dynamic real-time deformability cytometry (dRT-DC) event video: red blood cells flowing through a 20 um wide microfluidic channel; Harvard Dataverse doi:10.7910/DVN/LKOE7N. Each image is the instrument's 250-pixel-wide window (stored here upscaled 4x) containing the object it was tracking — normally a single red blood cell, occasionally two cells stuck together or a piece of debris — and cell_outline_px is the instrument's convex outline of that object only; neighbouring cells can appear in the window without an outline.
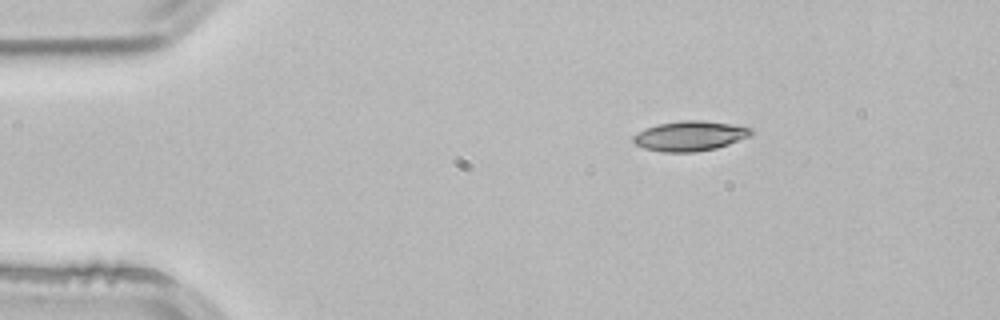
{"species": "common noctule bat (a hibernating species)", "species_latin": "Nyctalus noctula", "temperature_condition": "room temperature", "stored_images_in_passage": 3, "segment_of_instrument_passage": [1, 2], "camera_frame_rate_fps": 3000, "um_per_image_px": 0.085, "animal": {"sex": "male", "body_mass_g": 21.5, "forearm_length_mm": 52.0}, "frame": {"image": 1, "passage_image": 1, "time_ms": 0.0, "image_size_px": [1000, 320], "cell_outline_px": [[752, 136], [716, 148], [696, 152], [660, 152], [644, 148], [636, 144], [632, 140], [632, 136], [644, 128], [660, 124], [684, 120], [700, 120], [728, 124], [752, 128]], "centroid_in_image_um": [58.62, 11.57], "position_along_channel_um": 26.4, "area_um2": 20.46}}